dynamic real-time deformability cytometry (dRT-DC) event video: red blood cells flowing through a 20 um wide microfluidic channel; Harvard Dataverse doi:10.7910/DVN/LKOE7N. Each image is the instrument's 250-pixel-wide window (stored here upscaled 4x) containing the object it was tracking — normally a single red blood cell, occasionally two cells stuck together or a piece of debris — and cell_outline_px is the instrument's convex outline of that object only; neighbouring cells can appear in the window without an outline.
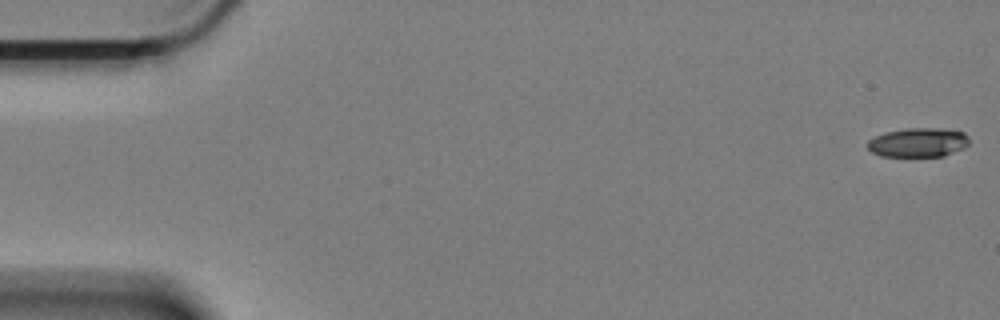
{"species": "Egyptian fruit bat (a non-hibernating species)", "species_latin": "Rousettus aegyptiacus", "temperature_condition": "cold", "stored_images_in_passage": 9, "camera_frame_rate_fps": 3000, "um_per_image_px": 0.085, "animal": {"sex": "female"}, "frame": {"image": 1, "passage_image": 1, "time_ms": 0.0, "image_size_px": [1000, 320], "cell_outline_px": [[968, 144], [964, 148], [944, 156], [880, 156], [872, 152], [864, 144], [868, 140], [884, 132], [904, 128], [940, 128], [964, 132], [968, 136]], "centroid_in_image_um": [78.02, 12.1], "position_along_channel_um": 7.0, "area_um2": 17.46}}